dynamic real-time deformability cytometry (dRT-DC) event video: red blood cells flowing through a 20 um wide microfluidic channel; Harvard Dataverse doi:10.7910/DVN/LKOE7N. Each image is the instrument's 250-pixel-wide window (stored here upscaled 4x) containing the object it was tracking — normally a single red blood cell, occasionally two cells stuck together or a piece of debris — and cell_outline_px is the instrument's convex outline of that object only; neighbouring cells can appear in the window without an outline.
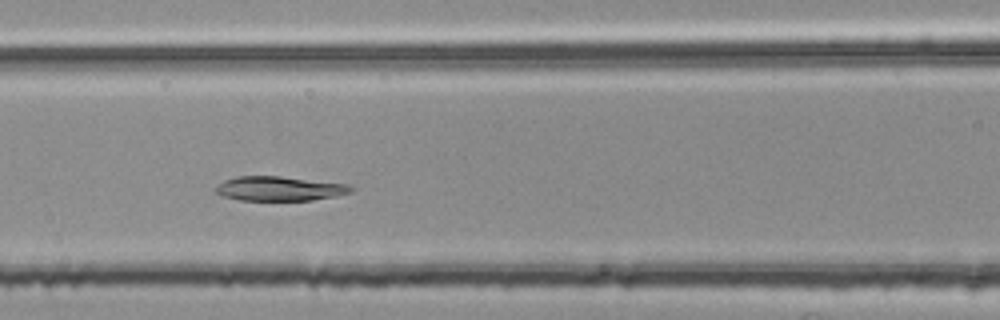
{"species": "common noctule bat (a hibernating species)", "species_latin": "Nyctalus noctula", "temperature_condition": "room temperature", "stored_images_in_passage": 45, "segment_of_instrument_passage": [2, 2], "camera_frame_rate_fps": 3000, "um_per_image_px": 0.085, "animal": {"sex": "female", "body_mass_g": 25.1}, "frame": {"image": 1, "passage_image": 18, "time_ms": 5.667, "image_size_px": [1000, 320], "cell_outline_px": [[356, 188], [352, 192], [336, 196], [312, 200], [240, 200], [224, 196], [216, 192], [216, 184], [224, 180], [236, 176], [280, 176], [348, 184]], "centroid_in_image_um": [23.78, 16.02], "position_along_channel_um": 142.8, "area_um2": 19.31}}
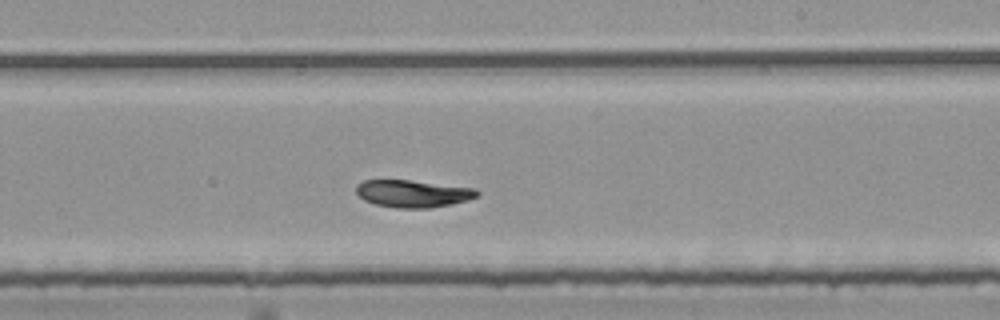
{"frame": {"image": 2, "passage_image": 27, "time_ms": 8.667, "image_size_px": [1000, 320], "cell_outline_px": [[480, 196], [468, 200], [452, 204], [432, 208], [396, 208], [376, 204], [364, 200], [356, 192], [356, 184], [364, 180], [408, 180], [476, 188], [480, 192]], "centroid_in_image_um": [35.13, 16.46], "position_along_channel_um": 253.9, "area_um2": 19.36}}
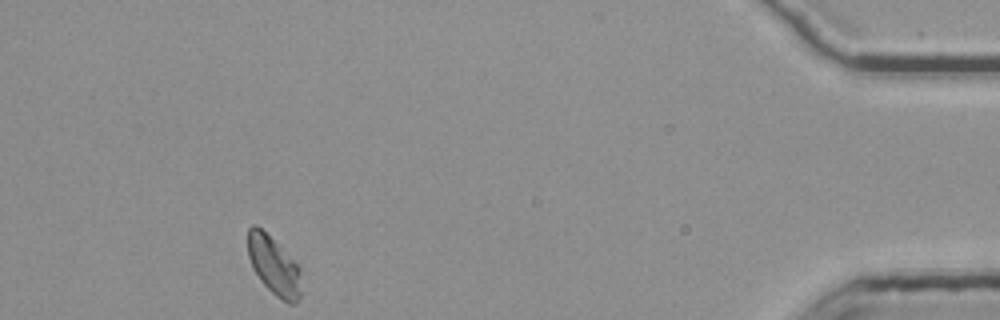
{"frame": {"image": 3, "passage_image": 45, "time_ms": 14.667, "image_size_px": [1000, 320], "cell_outline_px": [[300, 296], [296, 304], [288, 304], [276, 296], [260, 280], [252, 268], [248, 256], [248, 228], [252, 224], [256, 224], [300, 268]], "centroid_in_image_um": [23.25, 22.62], "position_along_channel_um": 411.9, "area_um2": 17.74}}